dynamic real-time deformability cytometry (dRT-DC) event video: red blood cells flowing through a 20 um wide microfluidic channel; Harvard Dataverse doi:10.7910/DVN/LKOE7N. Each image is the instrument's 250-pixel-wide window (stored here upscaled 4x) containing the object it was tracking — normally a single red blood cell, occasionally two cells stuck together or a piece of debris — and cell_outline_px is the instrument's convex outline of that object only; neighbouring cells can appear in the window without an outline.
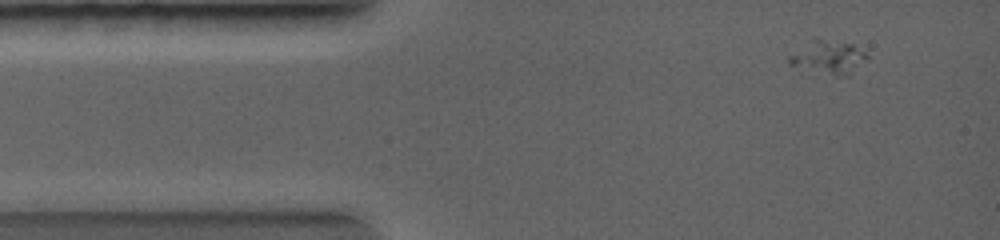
{"species": "common noctule bat (a hibernating species)", "species_latin": "Nyctalus noctula", "temperature_condition": "warm", "stored_images_in_passage": 4, "camera_frame_rate_fps": 5000, "um_per_image_px": 0.085, "animal": {"sex": "female", "body_mass_g": 19.0, "forearm_length_mm": 56.7}, "frame": {"image": 1, "passage_image": 1, "time_ms": 0.0, "image_size_px": [1000, 240], "cell_outline_px": [[868, 60], [848, 76], [836, 76], [788, 64], [788, 56], [812, 36], [852, 44], [864, 52], [868, 56]], "centroid_in_image_um": [70.4, 4.83], "position_along_channel_um": 14.6, "area_um2": 15.43}}
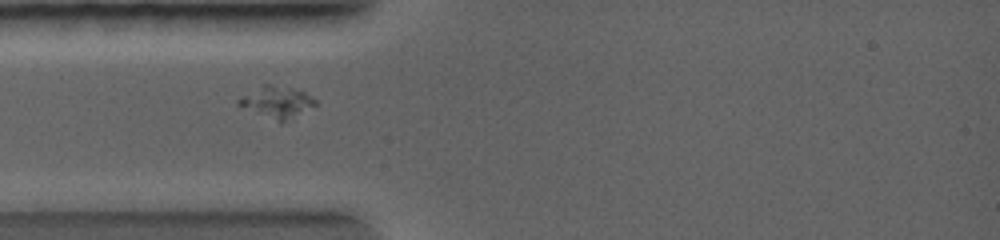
{"frame": {"image": 2, "passage_image": 3, "time_ms": 1.8, "image_size_px": [1000, 240], "cell_outline_px": [[316, 104], [280, 124], [236, 104], [236, 100], [264, 84], [268, 84], [288, 88], [304, 92], [316, 100]], "centroid_in_image_um": [23.49, 8.7], "position_along_channel_um": 61.5, "area_um2": 13.7}}
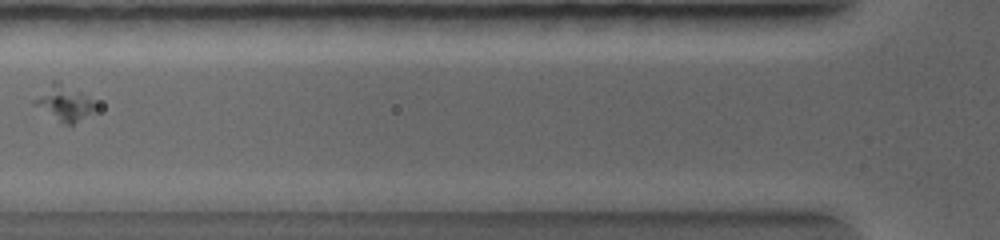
{"frame": {"image": 3, "passage_image": 4, "time_ms": 2.8, "image_size_px": [1000, 240], "cell_outline_px": [[100, 104], [92, 112], [72, 124], [64, 124], [32, 104], [32, 100], [52, 80], [56, 80], [96, 100]], "centroid_in_image_um": [5.47, 8.74], "position_along_channel_um": 120.3, "area_um2": 12.54}}